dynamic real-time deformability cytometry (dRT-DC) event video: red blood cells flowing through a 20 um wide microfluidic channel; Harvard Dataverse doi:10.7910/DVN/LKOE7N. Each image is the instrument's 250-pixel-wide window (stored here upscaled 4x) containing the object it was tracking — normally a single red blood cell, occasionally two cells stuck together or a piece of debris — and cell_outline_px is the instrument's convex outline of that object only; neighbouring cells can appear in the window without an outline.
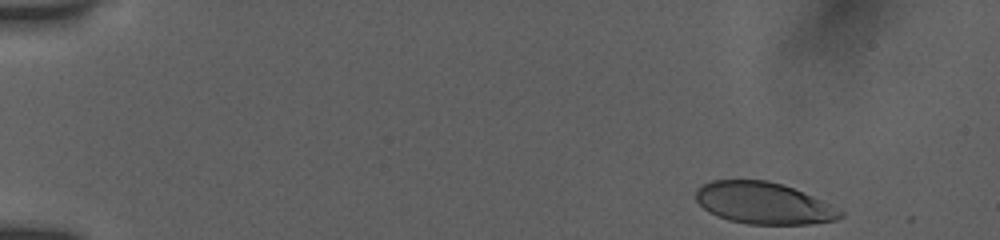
{"species": "human", "species_latin": "Homo sapiens", "temperature_condition": "room temperature", "stored_images_in_passage": 23, "camera_frame_rate_fps": 3000, "um_per_image_px": 0.085, "donor": {"sex": "female"}, "frame": {"image": 1, "passage_image": 1, "time_ms": 0.0, "image_size_px": [1000, 240], "cell_outline_px": [[844, 216], [836, 220], [808, 224], [748, 224], [728, 220], [716, 216], [708, 212], [696, 200], [696, 188], [712, 180], [768, 180], [792, 188], [812, 196], [844, 212]], "centroid_in_image_um": [64.87, 17.27], "position_along_channel_um": 20.1, "area_um2": 34.91}}
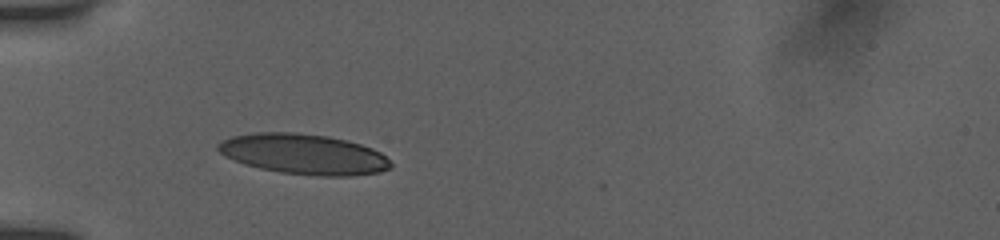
{"frame": {"image": 2, "passage_image": 22, "time_ms": 4.0, "image_size_px": [1000, 240], "cell_outline_px": [[392, 168], [380, 172], [348, 176], [316, 176], [280, 172], [260, 168], [244, 164], [224, 156], [216, 148], [216, 144], [232, 136], [256, 132], [296, 132], [328, 136], [348, 140], [372, 148], [380, 152], [392, 164]], "centroid_in_image_um": [25.81, 13.1], "position_along_channel_um": 59.2, "area_um2": 40.75}}